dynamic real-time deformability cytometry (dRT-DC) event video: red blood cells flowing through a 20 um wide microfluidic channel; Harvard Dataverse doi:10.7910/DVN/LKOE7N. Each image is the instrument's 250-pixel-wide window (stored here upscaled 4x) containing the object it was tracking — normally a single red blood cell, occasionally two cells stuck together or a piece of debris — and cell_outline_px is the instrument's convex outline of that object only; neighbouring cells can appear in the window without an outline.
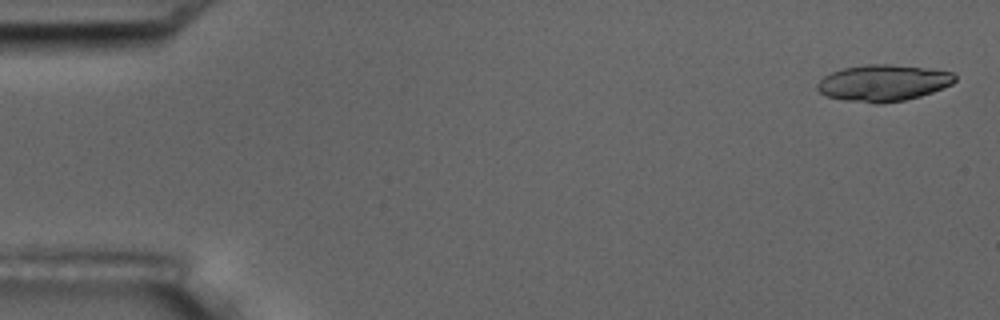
{"species": "common noctule bat (a hibernating species)", "species_latin": "Nyctalus noctula", "temperature_condition": "room temperature", "stored_images_in_passage": 5, "camera_frame_rate_fps": 3000, "um_per_image_px": 0.085, "animal": {"sex": "male", "body_mass_g": 17.5, "forearm_length_mm": 52.3}, "frame": {"image": 1, "passage_image": 1, "time_ms": 0.0, "image_size_px": [1000, 320], "cell_outline_px": [[956, 80], [952, 84], [932, 92], [920, 96], [904, 100], [884, 104], [876, 104], [844, 100], [824, 96], [816, 88], [816, 84], [824, 76], [832, 72], [844, 68], [864, 64], [888, 64], [952, 72], [956, 76]], "centroid_in_image_um": [75.03, 7.06], "position_along_channel_um": 10.0, "area_um2": 29.19}}
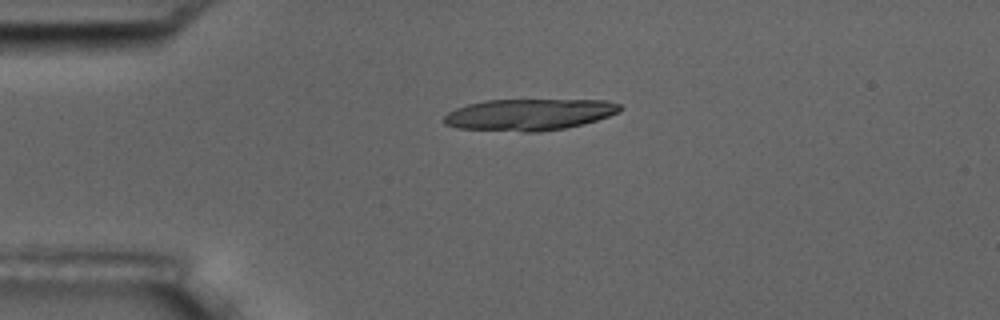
{"frame": {"image": 2, "passage_image": 4, "time_ms": 3.667, "image_size_px": [1000, 320], "cell_outline_px": [[624, 108], [608, 116], [584, 124], [564, 128], [540, 132], [524, 132], [456, 128], [444, 124], [444, 116], [448, 112], [456, 108], [468, 104], [484, 100], [604, 100], [620, 104]], "centroid_in_image_um": [44.95, 9.74], "position_along_channel_um": 40.0, "area_um2": 32.37}}